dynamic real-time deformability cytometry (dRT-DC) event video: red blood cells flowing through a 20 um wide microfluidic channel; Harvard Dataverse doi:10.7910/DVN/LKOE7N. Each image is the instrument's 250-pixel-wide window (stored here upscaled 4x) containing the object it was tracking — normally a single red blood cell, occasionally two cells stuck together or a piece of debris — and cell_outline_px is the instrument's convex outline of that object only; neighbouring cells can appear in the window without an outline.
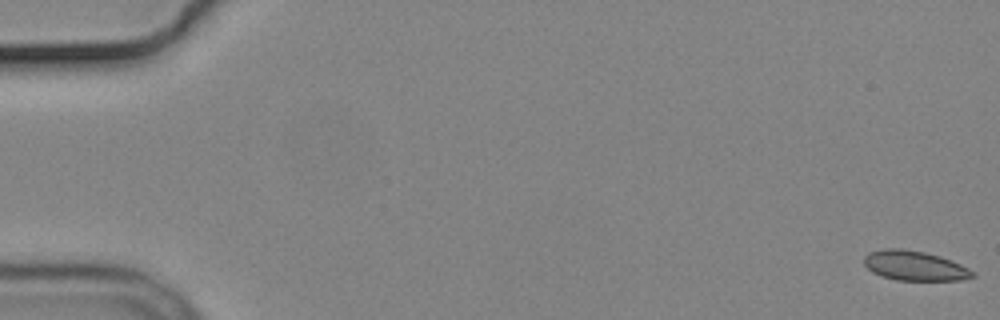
{"species": "common noctule bat (a hibernating species)", "species_latin": "Nyctalus noctula", "temperature_condition": "cold", "stored_images_in_passage": 56, "camera_frame_rate_fps": 3000, "um_per_image_px": 0.085, "animal": {"sex": "male", "body_mass_g": 19.2, "forearm_length_mm": 51.8}, "frame": {"image": 1, "passage_image": 1, "time_ms": 0.0, "image_size_px": [1000, 320], "cell_outline_px": [[976, 276], [960, 280], [896, 280], [872, 272], [864, 264], [864, 256], [868, 252], [884, 248], [900, 248], [924, 252], [940, 256], [960, 264], [976, 272]], "centroid_in_image_um": [77.74, 22.58], "position_along_channel_um": 7.3, "area_um2": 18.79}}
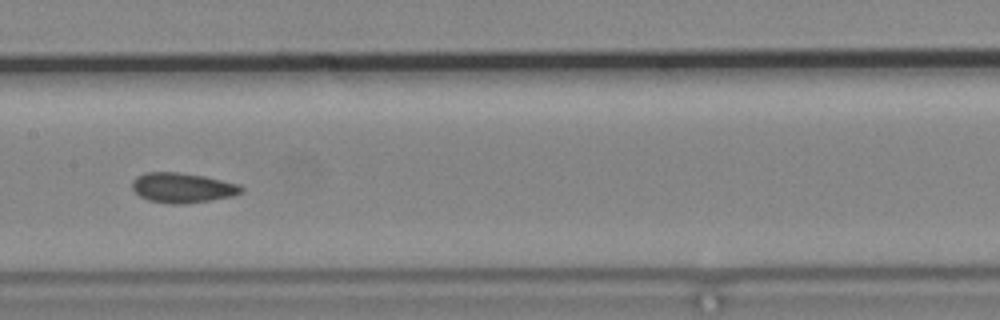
{"frame": {"image": 2, "passage_image": 29, "time_ms": 9.333, "image_size_px": [1000, 320], "cell_outline_px": [[244, 188], [240, 192], [232, 196], [208, 200], [180, 204], [172, 204], [148, 200], [140, 196], [132, 188], [132, 180], [136, 176], [144, 172], [176, 172], [204, 176], [240, 184]], "centroid_in_image_um": [15.47, 15.94], "position_along_channel_um": 191.9, "area_um2": 18.9}}
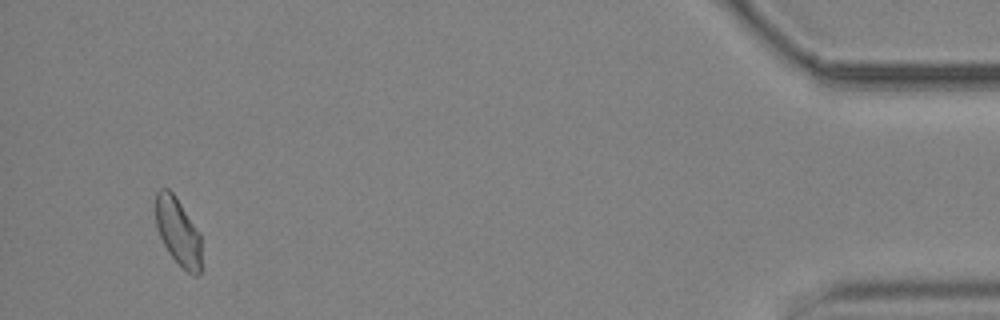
{"frame": {"image": 3, "passage_image": 54, "time_ms": 17.667, "image_size_px": [1000, 320], "cell_outline_px": [[200, 272], [196, 276], [192, 276], [168, 252], [156, 228], [156, 192], [160, 188], [168, 188], [176, 196], [200, 232]], "centroid_in_image_um": [15.13, 19.65], "position_along_channel_um": 420.1, "area_um2": 17.92}, "authors_computed_cell_mechanics": {"area_um2": 18.6694, "velocity_mm_per_s": 3.6617, "shape_relaxation_time_tau1_ms": null, "shape_relaxation_time_tau2_ms": 1.2853, "deformation_change_tau1": null, "deformation_change_tau2": 0.0555}}